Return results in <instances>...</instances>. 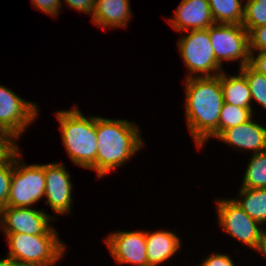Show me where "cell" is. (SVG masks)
<instances>
[{
    "label": "cell",
    "instance_id": "obj_26",
    "mask_svg": "<svg viewBox=\"0 0 266 266\" xmlns=\"http://www.w3.org/2000/svg\"><path fill=\"white\" fill-rule=\"evenodd\" d=\"M249 52L266 51V25L252 28L248 32Z\"/></svg>",
    "mask_w": 266,
    "mask_h": 266
},
{
    "label": "cell",
    "instance_id": "obj_8",
    "mask_svg": "<svg viewBox=\"0 0 266 266\" xmlns=\"http://www.w3.org/2000/svg\"><path fill=\"white\" fill-rule=\"evenodd\" d=\"M209 37L217 62L240 60V67L249 64L248 31L242 24H213Z\"/></svg>",
    "mask_w": 266,
    "mask_h": 266
},
{
    "label": "cell",
    "instance_id": "obj_9",
    "mask_svg": "<svg viewBox=\"0 0 266 266\" xmlns=\"http://www.w3.org/2000/svg\"><path fill=\"white\" fill-rule=\"evenodd\" d=\"M37 112L36 104L0 85V130L12 133L18 139L25 127L36 119Z\"/></svg>",
    "mask_w": 266,
    "mask_h": 266
},
{
    "label": "cell",
    "instance_id": "obj_4",
    "mask_svg": "<svg viewBox=\"0 0 266 266\" xmlns=\"http://www.w3.org/2000/svg\"><path fill=\"white\" fill-rule=\"evenodd\" d=\"M5 234L10 247L9 257L23 266H54L65 251V244L52 227L43 235Z\"/></svg>",
    "mask_w": 266,
    "mask_h": 266
},
{
    "label": "cell",
    "instance_id": "obj_13",
    "mask_svg": "<svg viewBox=\"0 0 266 266\" xmlns=\"http://www.w3.org/2000/svg\"><path fill=\"white\" fill-rule=\"evenodd\" d=\"M174 16L168 22L181 32L208 29L215 24L208 0H182Z\"/></svg>",
    "mask_w": 266,
    "mask_h": 266
},
{
    "label": "cell",
    "instance_id": "obj_28",
    "mask_svg": "<svg viewBox=\"0 0 266 266\" xmlns=\"http://www.w3.org/2000/svg\"><path fill=\"white\" fill-rule=\"evenodd\" d=\"M201 266H234V263L226 254L214 253L207 257Z\"/></svg>",
    "mask_w": 266,
    "mask_h": 266
},
{
    "label": "cell",
    "instance_id": "obj_5",
    "mask_svg": "<svg viewBox=\"0 0 266 266\" xmlns=\"http://www.w3.org/2000/svg\"><path fill=\"white\" fill-rule=\"evenodd\" d=\"M19 153L13 156V173L6 207H30L45 194L44 164L20 166Z\"/></svg>",
    "mask_w": 266,
    "mask_h": 266
},
{
    "label": "cell",
    "instance_id": "obj_17",
    "mask_svg": "<svg viewBox=\"0 0 266 266\" xmlns=\"http://www.w3.org/2000/svg\"><path fill=\"white\" fill-rule=\"evenodd\" d=\"M220 82L224 102L242 108H252L251 91L245 75L240 71L238 76H227L220 73Z\"/></svg>",
    "mask_w": 266,
    "mask_h": 266
},
{
    "label": "cell",
    "instance_id": "obj_30",
    "mask_svg": "<svg viewBox=\"0 0 266 266\" xmlns=\"http://www.w3.org/2000/svg\"><path fill=\"white\" fill-rule=\"evenodd\" d=\"M65 2L73 9L93 15L96 0H65Z\"/></svg>",
    "mask_w": 266,
    "mask_h": 266
},
{
    "label": "cell",
    "instance_id": "obj_25",
    "mask_svg": "<svg viewBox=\"0 0 266 266\" xmlns=\"http://www.w3.org/2000/svg\"><path fill=\"white\" fill-rule=\"evenodd\" d=\"M12 133L0 130V165L7 163L19 150Z\"/></svg>",
    "mask_w": 266,
    "mask_h": 266
},
{
    "label": "cell",
    "instance_id": "obj_2",
    "mask_svg": "<svg viewBox=\"0 0 266 266\" xmlns=\"http://www.w3.org/2000/svg\"><path fill=\"white\" fill-rule=\"evenodd\" d=\"M98 177L114 170L143 146L139 128L127 120L96 117Z\"/></svg>",
    "mask_w": 266,
    "mask_h": 266
},
{
    "label": "cell",
    "instance_id": "obj_1",
    "mask_svg": "<svg viewBox=\"0 0 266 266\" xmlns=\"http://www.w3.org/2000/svg\"><path fill=\"white\" fill-rule=\"evenodd\" d=\"M185 113L189 131L197 147L219 136V116L224 103L220 74L186 79Z\"/></svg>",
    "mask_w": 266,
    "mask_h": 266
},
{
    "label": "cell",
    "instance_id": "obj_11",
    "mask_svg": "<svg viewBox=\"0 0 266 266\" xmlns=\"http://www.w3.org/2000/svg\"><path fill=\"white\" fill-rule=\"evenodd\" d=\"M117 263L148 266L145 231H119L105 239Z\"/></svg>",
    "mask_w": 266,
    "mask_h": 266
},
{
    "label": "cell",
    "instance_id": "obj_22",
    "mask_svg": "<svg viewBox=\"0 0 266 266\" xmlns=\"http://www.w3.org/2000/svg\"><path fill=\"white\" fill-rule=\"evenodd\" d=\"M239 71L246 77L251 91V98L266 109V76L254 70L249 64L240 67Z\"/></svg>",
    "mask_w": 266,
    "mask_h": 266
},
{
    "label": "cell",
    "instance_id": "obj_18",
    "mask_svg": "<svg viewBox=\"0 0 266 266\" xmlns=\"http://www.w3.org/2000/svg\"><path fill=\"white\" fill-rule=\"evenodd\" d=\"M240 197L236 203L255 221L260 224L266 221V188L252 189L241 187Z\"/></svg>",
    "mask_w": 266,
    "mask_h": 266
},
{
    "label": "cell",
    "instance_id": "obj_32",
    "mask_svg": "<svg viewBox=\"0 0 266 266\" xmlns=\"http://www.w3.org/2000/svg\"><path fill=\"white\" fill-rule=\"evenodd\" d=\"M259 252H262V254L266 257V239L262 244V246L260 247Z\"/></svg>",
    "mask_w": 266,
    "mask_h": 266
},
{
    "label": "cell",
    "instance_id": "obj_16",
    "mask_svg": "<svg viewBox=\"0 0 266 266\" xmlns=\"http://www.w3.org/2000/svg\"><path fill=\"white\" fill-rule=\"evenodd\" d=\"M148 266H157L175 253H177L181 243L175 233L169 231L145 232Z\"/></svg>",
    "mask_w": 266,
    "mask_h": 266
},
{
    "label": "cell",
    "instance_id": "obj_29",
    "mask_svg": "<svg viewBox=\"0 0 266 266\" xmlns=\"http://www.w3.org/2000/svg\"><path fill=\"white\" fill-rule=\"evenodd\" d=\"M259 54L255 57L253 52H250L249 65L259 73L266 76V51H258Z\"/></svg>",
    "mask_w": 266,
    "mask_h": 266
},
{
    "label": "cell",
    "instance_id": "obj_20",
    "mask_svg": "<svg viewBox=\"0 0 266 266\" xmlns=\"http://www.w3.org/2000/svg\"><path fill=\"white\" fill-rule=\"evenodd\" d=\"M242 182L243 188H266V151L254 153L248 162Z\"/></svg>",
    "mask_w": 266,
    "mask_h": 266
},
{
    "label": "cell",
    "instance_id": "obj_19",
    "mask_svg": "<svg viewBox=\"0 0 266 266\" xmlns=\"http://www.w3.org/2000/svg\"><path fill=\"white\" fill-rule=\"evenodd\" d=\"M214 22L242 24L244 7L239 0H208Z\"/></svg>",
    "mask_w": 266,
    "mask_h": 266
},
{
    "label": "cell",
    "instance_id": "obj_14",
    "mask_svg": "<svg viewBox=\"0 0 266 266\" xmlns=\"http://www.w3.org/2000/svg\"><path fill=\"white\" fill-rule=\"evenodd\" d=\"M217 138L231 146L253 150V154L266 151V128L252 118L238 126L227 128Z\"/></svg>",
    "mask_w": 266,
    "mask_h": 266
},
{
    "label": "cell",
    "instance_id": "obj_10",
    "mask_svg": "<svg viewBox=\"0 0 266 266\" xmlns=\"http://www.w3.org/2000/svg\"><path fill=\"white\" fill-rule=\"evenodd\" d=\"M52 219L43 210L38 211L30 207H5L0 211V226L5 233H24L43 235L51 226Z\"/></svg>",
    "mask_w": 266,
    "mask_h": 266
},
{
    "label": "cell",
    "instance_id": "obj_21",
    "mask_svg": "<svg viewBox=\"0 0 266 266\" xmlns=\"http://www.w3.org/2000/svg\"><path fill=\"white\" fill-rule=\"evenodd\" d=\"M252 108H242L224 102L219 116V135L227 128L238 126L252 118Z\"/></svg>",
    "mask_w": 266,
    "mask_h": 266
},
{
    "label": "cell",
    "instance_id": "obj_12",
    "mask_svg": "<svg viewBox=\"0 0 266 266\" xmlns=\"http://www.w3.org/2000/svg\"><path fill=\"white\" fill-rule=\"evenodd\" d=\"M46 203L55 213L64 214L71 210L72 183L70 174L62 164H44Z\"/></svg>",
    "mask_w": 266,
    "mask_h": 266
},
{
    "label": "cell",
    "instance_id": "obj_23",
    "mask_svg": "<svg viewBox=\"0 0 266 266\" xmlns=\"http://www.w3.org/2000/svg\"><path fill=\"white\" fill-rule=\"evenodd\" d=\"M244 6L242 25L248 32L266 25V0H247Z\"/></svg>",
    "mask_w": 266,
    "mask_h": 266
},
{
    "label": "cell",
    "instance_id": "obj_3",
    "mask_svg": "<svg viewBox=\"0 0 266 266\" xmlns=\"http://www.w3.org/2000/svg\"><path fill=\"white\" fill-rule=\"evenodd\" d=\"M56 117L70 159L76 165L96 171V117L87 119L76 106L73 110L57 112Z\"/></svg>",
    "mask_w": 266,
    "mask_h": 266
},
{
    "label": "cell",
    "instance_id": "obj_6",
    "mask_svg": "<svg viewBox=\"0 0 266 266\" xmlns=\"http://www.w3.org/2000/svg\"><path fill=\"white\" fill-rule=\"evenodd\" d=\"M189 32L188 35H184L180 38L178 42L180 54L191 73H189L187 78H192V75L195 73L204 74L199 75V77H213L219 75L222 67L215 58L209 37V28L191 30Z\"/></svg>",
    "mask_w": 266,
    "mask_h": 266
},
{
    "label": "cell",
    "instance_id": "obj_27",
    "mask_svg": "<svg viewBox=\"0 0 266 266\" xmlns=\"http://www.w3.org/2000/svg\"><path fill=\"white\" fill-rule=\"evenodd\" d=\"M32 5L41 12H45L51 16H56L59 14L61 1L60 0H31Z\"/></svg>",
    "mask_w": 266,
    "mask_h": 266
},
{
    "label": "cell",
    "instance_id": "obj_7",
    "mask_svg": "<svg viewBox=\"0 0 266 266\" xmlns=\"http://www.w3.org/2000/svg\"><path fill=\"white\" fill-rule=\"evenodd\" d=\"M217 213L219 224L225 232L259 251L266 239V231L261 229L260 223L251 218L234 199H219Z\"/></svg>",
    "mask_w": 266,
    "mask_h": 266
},
{
    "label": "cell",
    "instance_id": "obj_24",
    "mask_svg": "<svg viewBox=\"0 0 266 266\" xmlns=\"http://www.w3.org/2000/svg\"><path fill=\"white\" fill-rule=\"evenodd\" d=\"M12 173L13 157L0 165V211L7 206Z\"/></svg>",
    "mask_w": 266,
    "mask_h": 266
},
{
    "label": "cell",
    "instance_id": "obj_15",
    "mask_svg": "<svg viewBox=\"0 0 266 266\" xmlns=\"http://www.w3.org/2000/svg\"><path fill=\"white\" fill-rule=\"evenodd\" d=\"M92 21L97 26L126 27L131 18L129 0H96Z\"/></svg>",
    "mask_w": 266,
    "mask_h": 266
},
{
    "label": "cell",
    "instance_id": "obj_31",
    "mask_svg": "<svg viewBox=\"0 0 266 266\" xmlns=\"http://www.w3.org/2000/svg\"><path fill=\"white\" fill-rule=\"evenodd\" d=\"M0 266H23L12 257L0 259Z\"/></svg>",
    "mask_w": 266,
    "mask_h": 266
}]
</instances>
